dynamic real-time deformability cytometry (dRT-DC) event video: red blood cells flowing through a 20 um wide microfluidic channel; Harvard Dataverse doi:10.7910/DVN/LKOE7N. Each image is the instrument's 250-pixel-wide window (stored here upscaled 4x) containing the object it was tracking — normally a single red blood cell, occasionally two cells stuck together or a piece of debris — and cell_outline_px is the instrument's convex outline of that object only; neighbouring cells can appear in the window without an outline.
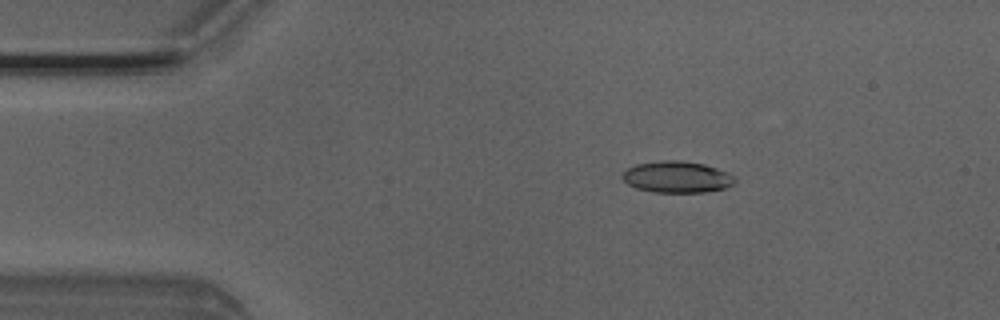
{"species": "Egyptian fruit bat (a non-hibernating species)", "species_latin": "Rousettus aegyptiacus", "temperature_condition": "room temperature", "stored_images_in_passage": 5, "camera_frame_rate_fps": 3000, "um_per_image_px": 0.085, "animal": {"sex": "male"}, "frame": {"image": 1, "passage_image": 3, "time_ms": 0.667, "image_size_px": [1000, 320], "cell_outline_px": [[736, 180], [732, 184], [724, 188], [704, 192], [652, 192], [636, 188], [628, 184], [620, 176], [628, 168], [636, 164], [660, 160], [680, 160], [704, 164], [728, 172], [736, 176]], "centroid_in_image_um": [57.54, 15.04], "position_along_channel_um": 27.5, "area_um2": 20.69}}